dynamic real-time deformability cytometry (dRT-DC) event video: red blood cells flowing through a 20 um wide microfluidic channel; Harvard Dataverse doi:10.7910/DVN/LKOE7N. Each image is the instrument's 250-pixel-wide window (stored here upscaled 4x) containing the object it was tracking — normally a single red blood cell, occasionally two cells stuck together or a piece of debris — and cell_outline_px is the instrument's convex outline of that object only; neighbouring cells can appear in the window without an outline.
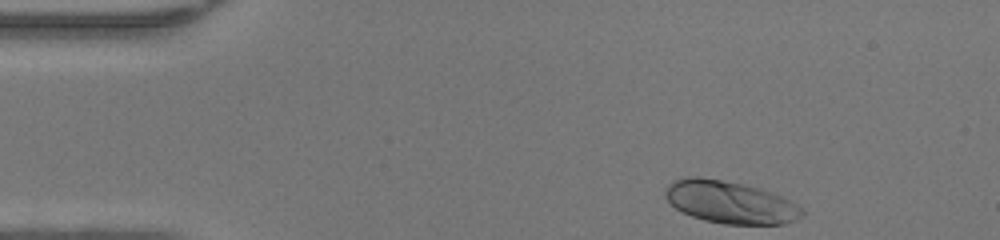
{"species": "human", "species_latin": "Homo sapiens", "temperature_condition": "warm", "stored_images_in_passage": 34, "camera_frame_rate_fps": 3000, "um_per_image_px": 0.085, "donor": {"sex": "female"}, "frame": {"image": 1, "passage_image": 1, "time_ms": 0.0, "image_size_px": [1000, 240], "cell_outline_px": [[804, 216], [796, 220], [784, 224], [724, 224], [704, 220], [692, 216], [676, 208], [664, 196], [664, 192], [668, 184], [672, 180], [684, 176], [696, 176], [720, 180], [760, 188], [780, 196], [804, 208]], "centroid_in_image_um": [62.05, 17.19], "position_along_channel_um": 22.9, "area_um2": 33.76}}
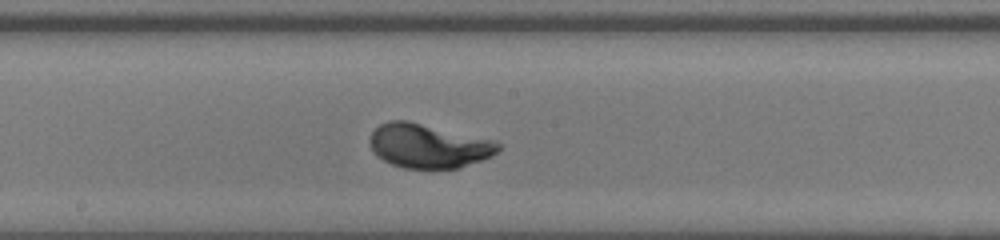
{"frame": {"image": 2, "passage_image": 20, "time_ms": 6.333, "image_size_px": [1000, 240], "cell_outline_px": [[500, 148], [492, 156], [460, 168], [404, 168], [392, 164], [384, 160], [368, 144], [368, 140], [372, 132], [380, 124], [388, 120], [408, 120], [492, 140], [500, 144]], "centroid_in_image_um": [36.4, 12.39], "position_along_channel_um": 211.8, "area_um2": 32.71}}
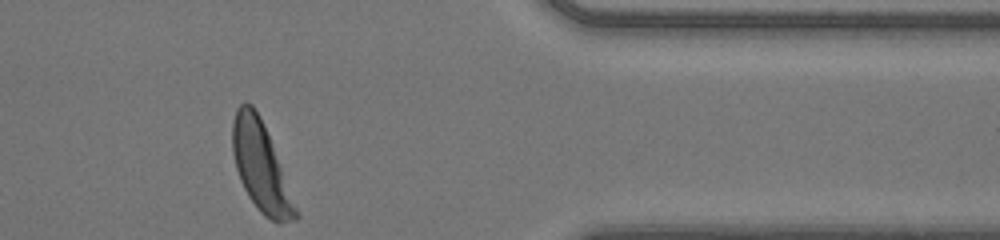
{"frame": {"image": 3, "passage_image": 34, "time_ms": 11.0, "image_size_px": [1000, 240], "cell_outline_px": [[300, 216], [296, 220], [280, 224], [276, 224], [264, 216], [260, 212], [248, 196], [240, 180], [236, 168], [232, 152], [232, 120], [236, 108], [240, 104], [252, 104], [260, 116]], "centroid_in_image_um": [22.15, 14.21], "position_along_channel_um": 389.3, "area_um2": 32.19}, "authors_computed_cell_mechanics": {"area_um2": 32.6859, "velocity_mm_per_s": 4.271, "shape_relaxation_time_tau1_ms": 1.9264, "shape_relaxation_time_tau2_ms": null, "deformation_change_tau1": 0.1489, "deformation_change_tau2": null}}